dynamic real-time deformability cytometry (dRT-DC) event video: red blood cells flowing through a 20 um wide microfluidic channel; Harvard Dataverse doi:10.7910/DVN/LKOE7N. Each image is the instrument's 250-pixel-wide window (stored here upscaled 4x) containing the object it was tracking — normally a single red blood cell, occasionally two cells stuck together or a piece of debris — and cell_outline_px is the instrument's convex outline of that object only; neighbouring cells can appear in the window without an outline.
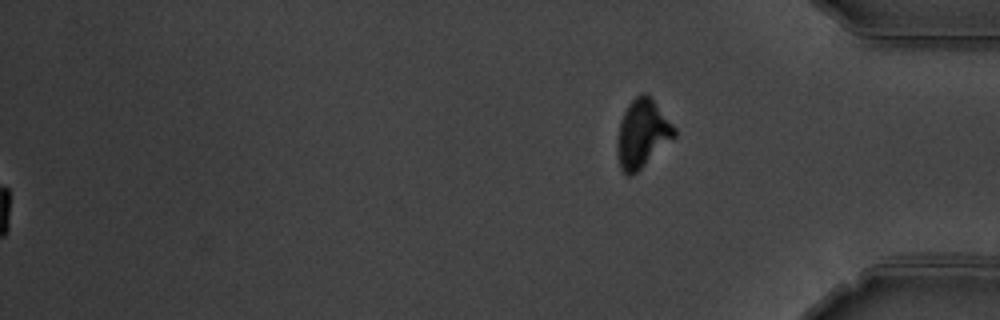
{"species": "common noctule bat (a hibernating species)", "species_latin": "Nyctalus noctula", "temperature_condition": "warm", "stored_images_in_passage": 59, "segment_of_instrument_passage": [2, 2], "camera_frame_rate_fps": 3000, "um_per_image_px": 0.085, "animal": {"sex": "male", "body_mass_g": 19.5, "forearm_length_mm": 54.6}, "frame": {"image": 1, "passage_image": 59, "time_ms": 19.333, "image_size_px": [1000, 320], "cell_outline_px": [[676, 136], [632, 176], [628, 176], [620, 168], [620, 120], [628, 104], [640, 92], [644, 92], [652, 100], [676, 128]], "centroid_in_image_um": [54.64, 11.34], "position_along_channel_um": 380.6, "area_um2": 21.68}}